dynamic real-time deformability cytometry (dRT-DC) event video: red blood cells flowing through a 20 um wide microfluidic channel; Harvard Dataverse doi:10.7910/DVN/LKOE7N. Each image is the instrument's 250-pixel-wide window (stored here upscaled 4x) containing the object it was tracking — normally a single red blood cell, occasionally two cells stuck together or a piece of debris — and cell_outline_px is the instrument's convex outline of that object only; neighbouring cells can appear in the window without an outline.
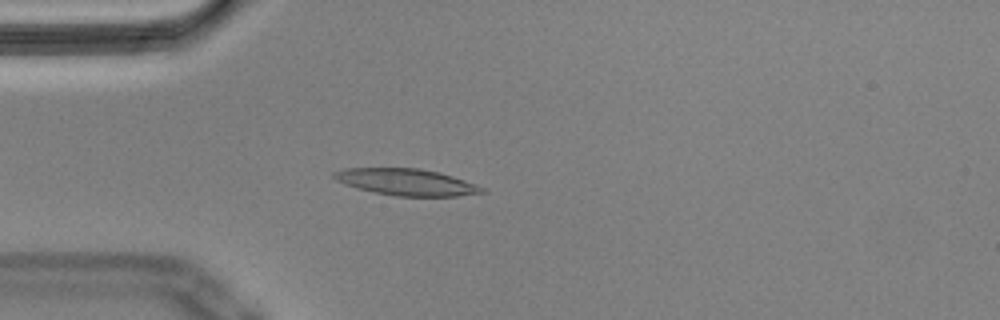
{"species": "Egyptian fruit bat (a non-hibernating species)", "species_latin": "Rousettus aegyptiacus", "temperature_condition": "cold", "stored_images_in_passage": 43, "camera_frame_rate_fps": 3000, "um_per_image_px": 0.085, "animal": {"sex": "male"}, "frame": {"image": 1, "passage_image": 2, "time_ms": 0.333, "image_size_px": [1000, 320], "cell_outline_px": [[488, 192], [456, 196], [396, 196], [356, 188], [344, 184], [336, 180], [332, 176], [332, 172], [344, 168], [420, 168], [440, 172], [464, 180], [484, 188]], "centroid_in_image_um": [34.52, 15.47], "position_along_channel_um": 50.5, "area_um2": 22.95}}
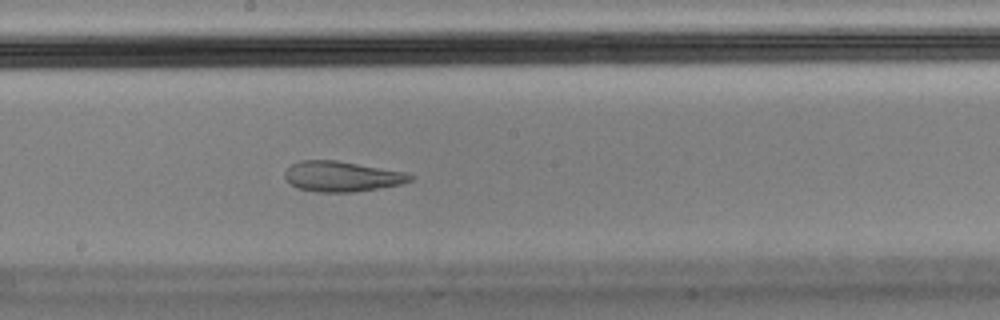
{"frame": {"image": 2, "passage_image": 17, "time_ms": 5.333, "image_size_px": [1000, 320], "cell_outline_px": [[416, 176], [412, 180], [400, 184], [352, 192], [320, 192], [296, 188], [284, 176], [284, 172], [292, 164], [300, 160], [336, 160], [404, 172]], "centroid_in_image_um": [29.04, 14.99], "position_along_channel_um": 219.2, "area_um2": 21.91}}
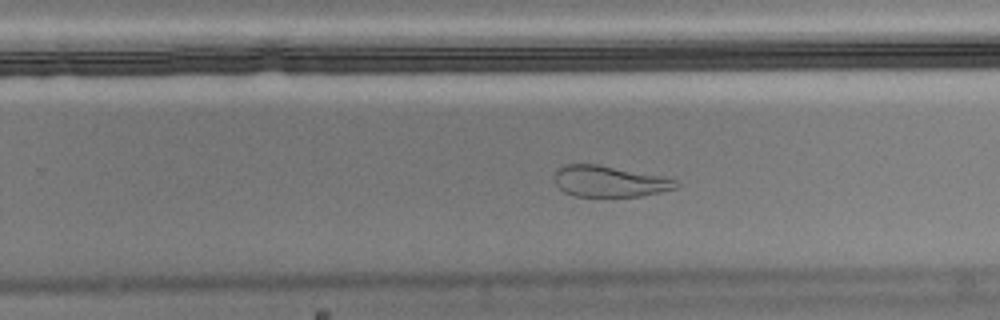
{"frame": {"image": 3, "passage_image": 22, "time_ms": 7.0, "image_size_px": [1000, 320], "cell_outline_px": [[680, 184], [676, 188], [660, 192], [640, 196], [576, 196], [564, 192], [556, 184], [556, 172], [564, 164], [600, 164], [660, 176], [676, 180]], "centroid_in_image_um": [51.81, 15.41], "position_along_channel_um": 278.0, "area_um2": 21.79}, "authors_computed_cell_mechanics": {"area_um2": 24.2182, "velocity_mm_per_s": 3.553, "shape_relaxation_time_tau1_ms": null, "shape_relaxation_time_tau2_ms": 2.0853, "deformation_change_tau1": null, "deformation_change_tau2": 0.087}}